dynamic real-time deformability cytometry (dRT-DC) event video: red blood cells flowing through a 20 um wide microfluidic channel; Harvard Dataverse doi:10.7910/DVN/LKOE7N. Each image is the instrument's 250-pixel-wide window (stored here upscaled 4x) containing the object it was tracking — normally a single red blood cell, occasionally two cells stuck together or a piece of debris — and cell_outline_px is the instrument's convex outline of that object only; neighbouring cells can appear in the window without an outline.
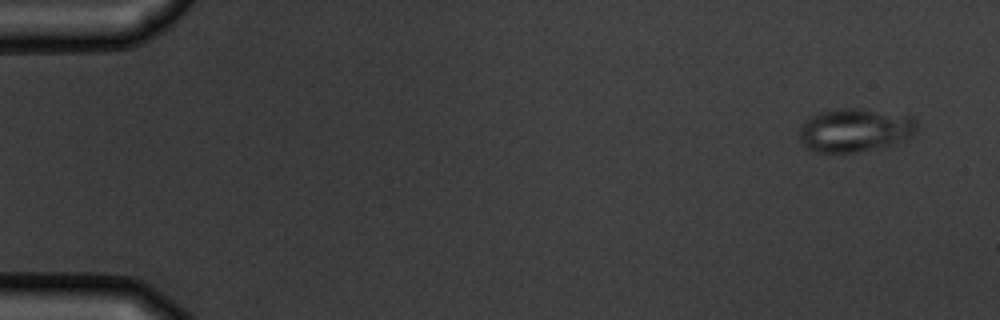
{"species": "common noctule bat (a hibernating species)", "species_latin": "Nyctalus noctula", "temperature_condition": "warm", "stored_images_in_passage": 4, "camera_frame_rate_fps": 3000, "um_per_image_px": 0.085, "animal": {"sex": "male", "body_mass_g": 19.5, "forearm_length_mm": 54.6}, "frame": {"image": 1, "passage_image": 1, "time_ms": 0.0, "image_size_px": [1000, 320], "cell_outline_px": [[916, 128], [912, 136], [896, 144], [852, 152], [816, 152], [808, 148], [800, 140], [800, 128], [804, 120], [820, 112], [840, 108], [868, 108], [912, 116], [916, 120]], "centroid_in_image_um": [72.69, 11.03], "position_along_channel_um": 12.3, "area_um2": 29.82}}